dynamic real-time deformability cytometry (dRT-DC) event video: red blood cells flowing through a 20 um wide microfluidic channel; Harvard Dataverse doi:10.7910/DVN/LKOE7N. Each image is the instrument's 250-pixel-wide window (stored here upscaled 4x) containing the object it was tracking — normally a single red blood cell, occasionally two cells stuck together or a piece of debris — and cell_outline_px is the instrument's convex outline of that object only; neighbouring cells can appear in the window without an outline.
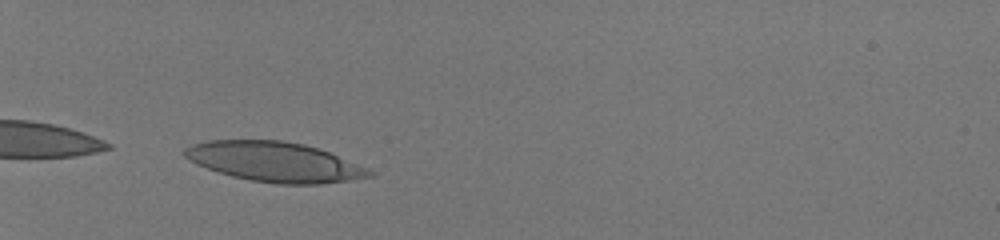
{"species": "human", "species_latin": "Homo sapiens", "temperature_condition": "room temperature", "stored_images_in_passage": 31, "camera_frame_rate_fps": 3000, "um_per_image_px": 0.085, "donor": {"sex": "male"}, "frame": {"image": 1, "passage_image": 1, "time_ms": 0.0, "image_size_px": [1000, 240], "cell_outline_px": [[376, 172], [372, 176], [348, 180], [320, 184], [280, 184], [252, 180], [232, 176], [196, 164], [188, 160], [180, 152], [184, 148], [192, 144], [208, 140], [280, 140], [304, 144], [320, 148], [368, 168]], "centroid_in_image_um": [23.33, 13.74], "position_along_channel_um": 61.7, "area_um2": 42.89}}
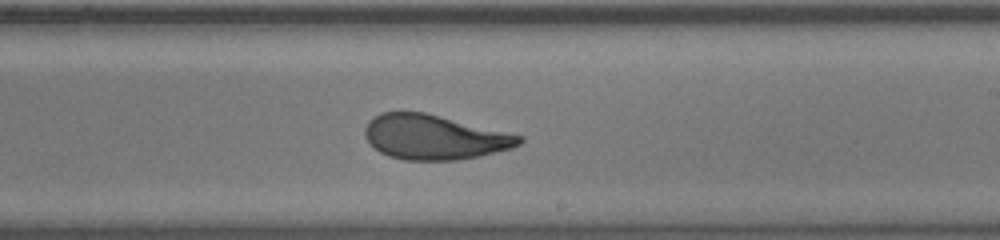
{"frame": {"image": 2, "passage_image": 17, "time_ms": 5.333, "image_size_px": [1000, 240], "cell_outline_px": [[524, 140], [520, 144], [512, 148], [480, 156], [456, 160], [404, 160], [388, 156], [380, 152], [364, 136], [364, 128], [368, 120], [372, 116], [380, 112], [424, 112], [524, 136]], "centroid_in_image_um": [36.9, 11.65], "position_along_channel_um": 252.1, "area_um2": 40.23}}
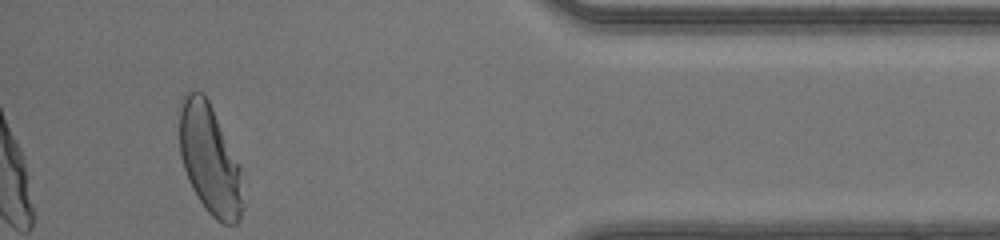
{"frame": {"image": 3, "passage_image": 31, "time_ms": 10.0, "image_size_px": [1000, 240], "cell_outline_px": [[244, 208], [240, 220], [236, 224], [224, 224], [216, 220], [208, 212], [192, 188], [188, 180], [180, 156], [180, 100], [184, 92], [204, 92], [240, 164], [244, 204]], "centroid_in_image_um": [17.85, 13.58], "position_along_channel_um": 417.4, "area_um2": 40.81}, "authors_computed_cell_mechanics": {"area_um2": 41.6738, "velocity_mm_per_s": 4.1682, "shape_relaxation_time_tau1_ms": 4.4572, "shape_relaxation_time_tau2_ms": 0.7503, "deformation_change_tau1": 0.2123, "deformation_change_tau2": 0.0799}}